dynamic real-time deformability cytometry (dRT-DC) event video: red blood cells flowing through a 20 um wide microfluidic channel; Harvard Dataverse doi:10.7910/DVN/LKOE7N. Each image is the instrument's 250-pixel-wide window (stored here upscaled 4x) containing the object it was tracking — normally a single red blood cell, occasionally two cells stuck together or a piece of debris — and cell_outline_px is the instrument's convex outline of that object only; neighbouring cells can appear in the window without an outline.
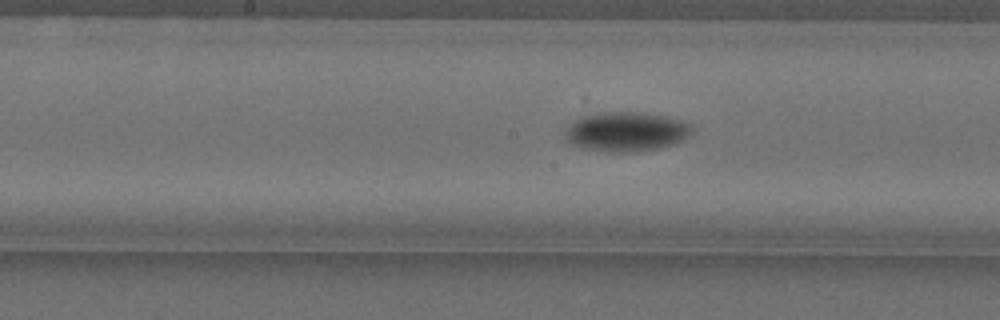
{"species": "Egyptian fruit bat (a non-hibernating species)", "species_latin": "Rousettus aegyptiacus", "temperature_condition": "cold", "stored_images_in_passage": 38, "camera_frame_rate_fps": 3000, "um_per_image_px": 0.085, "animal": {"sex": "female"}, "frame": {"image": 1, "passage_image": 13, "time_ms": 4.0, "image_size_px": [1000, 320], "cell_outline_px": [[692, 128], [680, 140], [672, 144], [656, 148], [632, 152], [616, 152], [584, 148], [572, 144], [564, 140], [564, 132], [568, 124], [584, 116], [604, 112], [640, 112], [668, 116], [680, 120], [688, 124]], "centroid_in_image_um": [53.14, 11.18], "position_along_channel_um": 195.1, "area_um2": 28.67}}
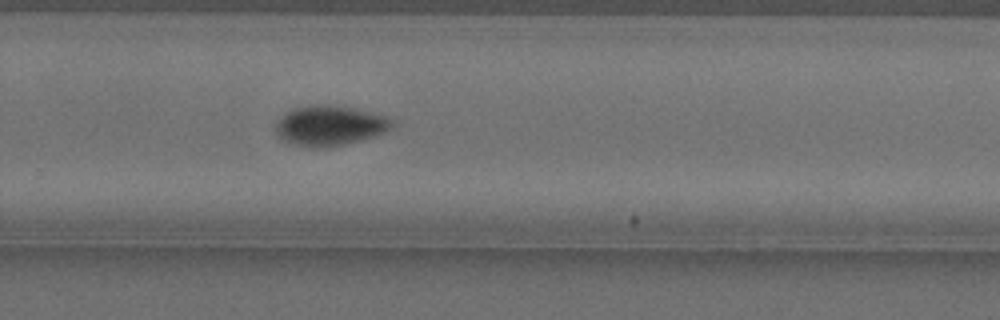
{"frame": {"image": 2, "passage_image": 22, "time_ms": 7.0, "image_size_px": [1000, 320], "cell_outline_px": [[396, 120], [384, 132], [376, 136], [328, 148], [300, 144], [288, 140], [280, 136], [276, 132], [276, 124], [280, 116], [292, 108], [308, 104], [332, 104], [356, 108], [388, 116]], "centroid_in_image_um": [28.08, 10.62], "position_along_channel_um": 301.7, "area_um2": 27.05}}
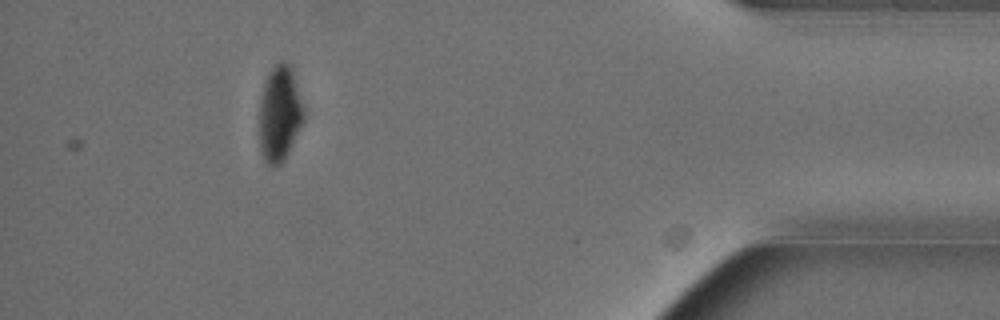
{"frame": {"image": 3, "passage_image": 35, "time_ms": 11.333, "image_size_px": [1000, 320], "cell_outline_px": [[304, 120], [284, 160], [280, 164], [272, 168], [264, 164], [260, 152], [260, 100], [264, 84], [272, 68], [276, 64], [284, 60], [292, 68], [304, 104]], "centroid_in_image_um": [23.78, 9.7], "position_along_channel_um": 411.4, "area_um2": 24.97}, "authors_computed_cell_mechanics": {"area_um2": 26.877, "velocity_mm_per_s": 3.582, "shape_relaxation_time_tau1_ms": 4.4269, "shape_relaxation_time_tau2_ms": null, "deformation_change_tau1": 0.1499, "deformation_change_tau2": null}}